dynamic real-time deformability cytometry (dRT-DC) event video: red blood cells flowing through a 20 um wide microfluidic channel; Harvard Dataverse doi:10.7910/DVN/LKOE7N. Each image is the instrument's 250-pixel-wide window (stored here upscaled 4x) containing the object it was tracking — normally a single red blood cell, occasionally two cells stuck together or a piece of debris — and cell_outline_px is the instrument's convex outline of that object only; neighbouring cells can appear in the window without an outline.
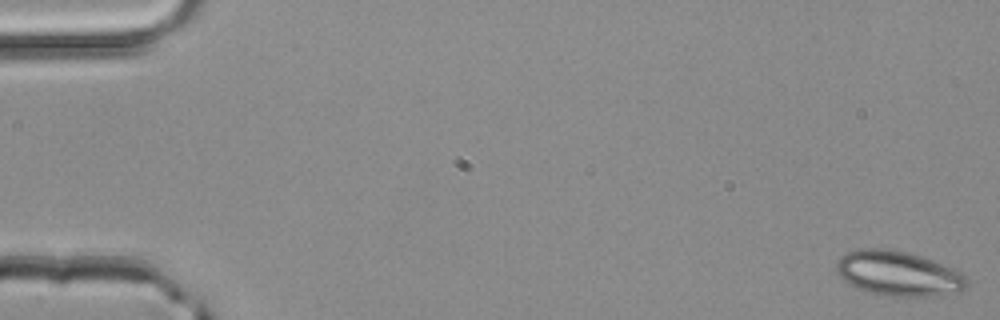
{"species": "common noctule bat (a hibernating species)", "species_latin": "Nyctalus noctula", "temperature_condition": "room temperature", "stored_images_in_passage": 51, "camera_frame_rate_fps": 3000, "um_per_image_px": 0.085, "animal": {"sex": "male", "body_mass_g": 20.4}, "frame": {"image": 1, "passage_image": 1, "time_ms": 0.0, "image_size_px": [1000, 320], "cell_outline_px": [[968, 284], [960, 292], [928, 296], [876, 296], [848, 284], [836, 272], [836, 264], [840, 256], [848, 252], [860, 248], [884, 248], [912, 252], [924, 256], [952, 268], [960, 272], [968, 280]], "centroid_in_image_um": [76.33, 23.24], "position_along_channel_um": 8.7, "area_um2": 34.56}}
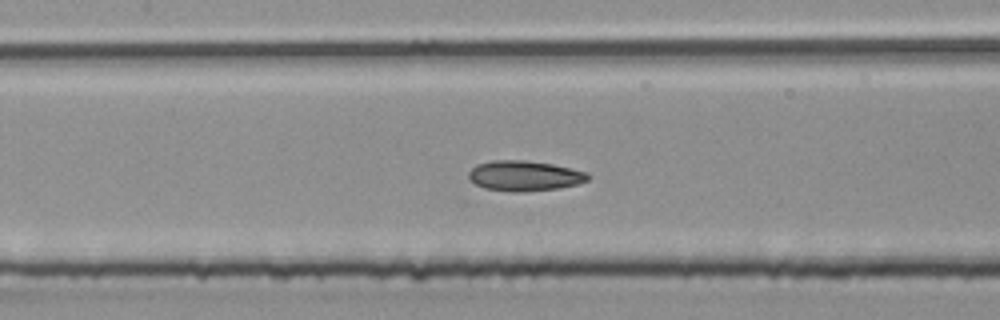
{"frame": {"image": 2, "passage_image": 24, "time_ms": 7.667, "image_size_px": [1000, 320], "cell_outline_px": [[588, 180], [576, 184], [560, 188], [516, 192], [512, 192], [484, 188], [468, 180], [468, 172], [476, 164], [492, 160], [524, 160], [552, 164], [588, 172]], "centroid_in_image_um": [44.53, 14.94], "position_along_channel_um": 162.9, "area_um2": 21.04}}
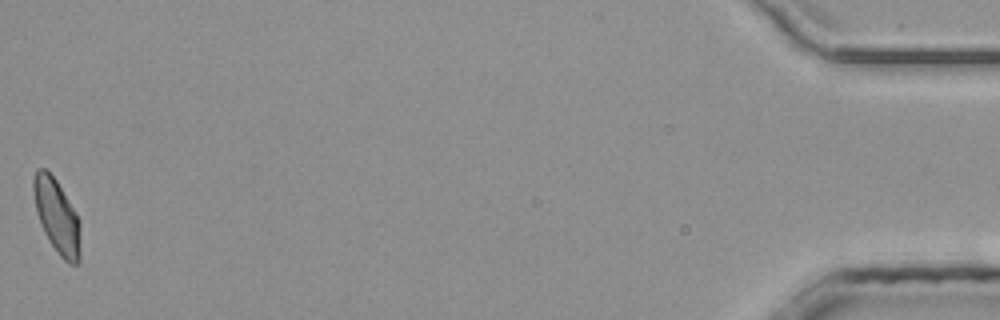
{"frame": {"image": 3, "passage_image": 51, "time_ms": 16.667, "image_size_px": [1000, 320], "cell_outline_px": [[80, 260], [76, 264], [68, 264], [60, 256], [48, 240], [44, 232], [36, 208], [32, 188], [32, 180], [36, 168], [44, 168], [56, 180], [76, 212], [80, 220]], "centroid_in_image_um": [4.85, 18.39], "position_along_channel_um": 430.4, "area_um2": 20.23}, "authors_computed_cell_mechanics": {"area_um2": 20.4034, "velocity_mm_per_s": 4.1115, "shape_relaxation_time_tau1_ms": 10.6744, "shape_relaxation_time_tau2_ms": 2.3981, "deformation_change_tau1": 0.1767, "deformation_change_tau2": 0.0808}}